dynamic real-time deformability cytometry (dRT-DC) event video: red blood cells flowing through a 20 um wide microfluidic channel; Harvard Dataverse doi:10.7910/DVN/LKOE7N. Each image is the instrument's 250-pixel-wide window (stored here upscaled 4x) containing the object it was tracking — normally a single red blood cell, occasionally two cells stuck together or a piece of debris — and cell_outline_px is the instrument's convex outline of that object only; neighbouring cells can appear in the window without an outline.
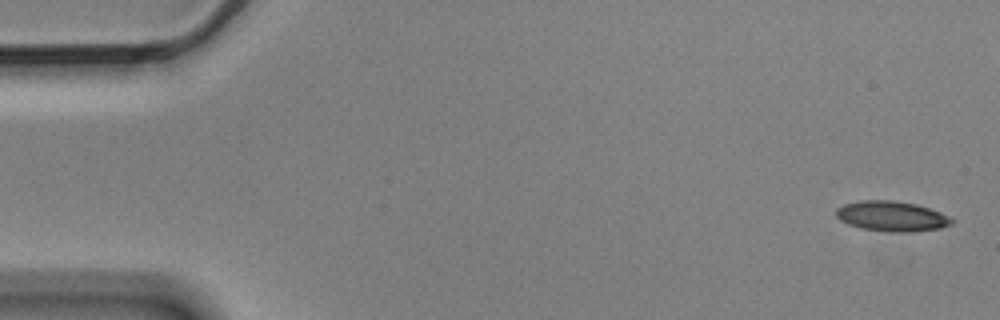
{"species": "Egyptian fruit bat (a non-hibernating species)", "species_latin": "Rousettus aegyptiacus", "temperature_condition": "cold", "stored_images_in_passage": 6, "camera_frame_rate_fps": 3000, "um_per_image_px": 0.085, "animal": {"sex": "male"}, "frame": {"image": 1, "passage_image": 1, "time_ms": 0.0, "image_size_px": [1000, 320], "cell_outline_px": [[956, 220], [952, 224], [940, 228], [912, 232], [892, 232], [860, 228], [848, 224], [840, 220], [836, 216], [836, 208], [844, 204], [860, 200], [892, 200], [916, 204], [940, 212]], "centroid_in_image_um": [75.79, 18.38], "position_along_channel_um": 9.2, "area_um2": 20.4}}